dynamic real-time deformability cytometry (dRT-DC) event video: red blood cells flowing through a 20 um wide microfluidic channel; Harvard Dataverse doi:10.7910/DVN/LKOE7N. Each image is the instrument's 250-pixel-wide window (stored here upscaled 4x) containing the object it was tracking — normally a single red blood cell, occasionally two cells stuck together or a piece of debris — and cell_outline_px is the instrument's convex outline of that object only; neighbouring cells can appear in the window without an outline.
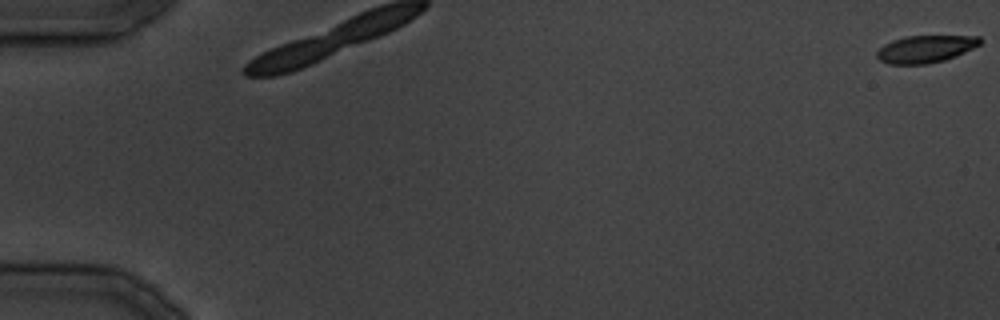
{"species": "common noctule bat (a hibernating species)", "species_latin": "Nyctalus noctula", "temperature_condition": "cold", "stored_images_in_passage": 17, "camera_frame_rate_fps": 3000, "um_per_image_px": 0.085, "animal": {"sex": "male", "body_mass_g": 19.5, "forearm_length_mm": 54.6}, "frame": {"image": 1, "passage_image": 1, "time_ms": 0.0, "image_size_px": [1000, 320], "cell_outline_px": [[984, 40], [980, 44], [956, 56], [944, 60], [928, 64], [888, 64], [880, 60], [876, 56], [876, 52], [884, 44], [892, 40], [904, 36], [980, 36]], "centroid_in_image_um": [78.66, 4.16], "position_along_channel_um": 6.3, "area_um2": 16.47}}